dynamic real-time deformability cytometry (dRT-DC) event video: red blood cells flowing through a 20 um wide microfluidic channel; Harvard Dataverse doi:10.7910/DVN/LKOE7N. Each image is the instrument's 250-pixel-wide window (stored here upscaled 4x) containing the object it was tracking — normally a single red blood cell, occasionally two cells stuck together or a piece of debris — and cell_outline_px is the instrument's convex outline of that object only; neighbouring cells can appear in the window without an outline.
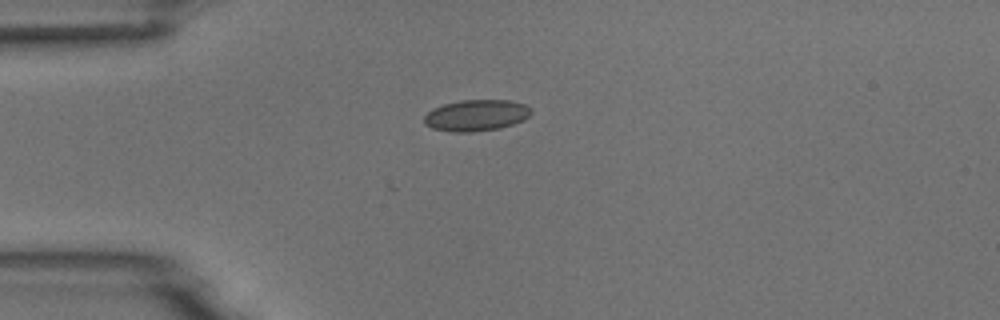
{"species": "common noctule bat (a hibernating species)", "species_latin": "Nyctalus noctula", "temperature_condition": "room temperature", "stored_images_in_passage": 7, "camera_frame_rate_fps": 3000, "um_per_image_px": 0.085, "animal": {"sex": "male", "body_mass_g": 18.8}, "frame": {"image": 1, "passage_image": 5, "time_ms": 5.333, "image_size_px": [1000, 320], "cell_outline_px": [[532, 112], [524, 120], [500, 128], [472, 132], [452, 132], [432, 128], [424, 124], [424, 116], [432, 108], [444, 104], [460, 100], [508, 100], [524, 104], [532, 108]], "centroid_in_image_um": [40.47, 9.8], "position_along_channel_um": 44.5, "area_um2": 19.59}}
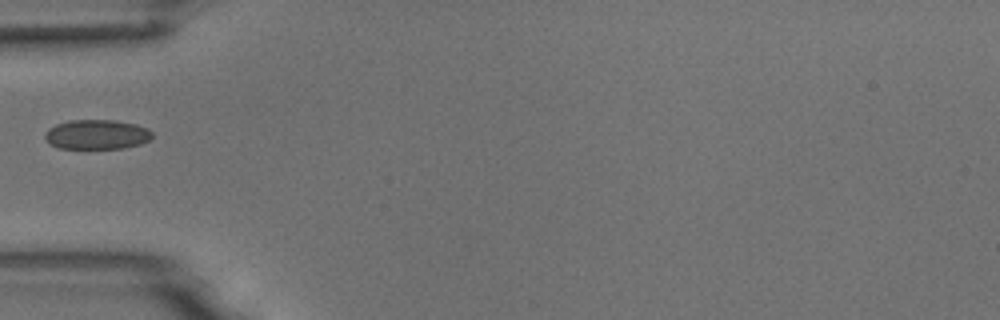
{"frame": {"image": 2, "passage_image": 6, "time_ms": 6.667, "image_size_px": [1000, 320], "cell_outline_px": [[152, 136], [148, 140], [140, 144], [124, 148], [60, 148], [52, 144], [44, 136], [44, 132], [48, 128], [56, 124], [68, 120], [116, 120], [136, 124], [148, 128], [152, 132]], "centroid_in_image_um": [8.23, 11.41], "position_along_channel_um": 76.8, "area_um2": 18.5}}